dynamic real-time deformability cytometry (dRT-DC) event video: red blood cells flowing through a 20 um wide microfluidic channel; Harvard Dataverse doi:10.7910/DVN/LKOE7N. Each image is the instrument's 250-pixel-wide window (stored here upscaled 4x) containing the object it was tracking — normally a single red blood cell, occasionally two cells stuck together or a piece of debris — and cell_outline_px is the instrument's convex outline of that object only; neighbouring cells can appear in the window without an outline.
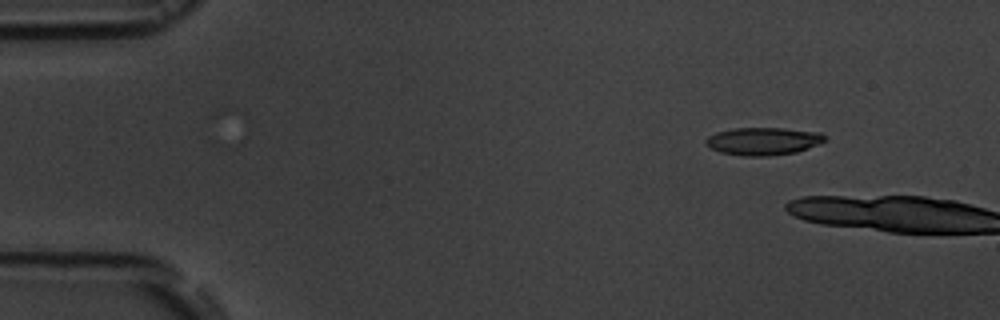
{"species": "common noctule bat (a hibernating species)", "species_latin": "Nyctalus noctula", "temperature_condition": "room temperature", "stored_images_in_passage": 2, "camera_frame_rate_fps": 3000, "um_per_image_px": 0.085, "animal": {"sex": "male", "body_mass_g": 19.5, "forearm_length_mm": 54.6}, "frame": {"image": 1, "passage_image": 1, "time_ms": 0.0, "image_size_px": [1000, 320], "cell_outline_px": [[824, 140], [820, 144], [796, 152], [768, 156], [744, 156], [720, 152], [704, 144], [704, 140], [708, 136], [716, 132], [736, 128], [784, 128], [820, 132], [824, 136]], "centroid_in_image_um": [64.85, 12.0], "position_along_channel_um": 20.2, "area_um2": 19.19}}